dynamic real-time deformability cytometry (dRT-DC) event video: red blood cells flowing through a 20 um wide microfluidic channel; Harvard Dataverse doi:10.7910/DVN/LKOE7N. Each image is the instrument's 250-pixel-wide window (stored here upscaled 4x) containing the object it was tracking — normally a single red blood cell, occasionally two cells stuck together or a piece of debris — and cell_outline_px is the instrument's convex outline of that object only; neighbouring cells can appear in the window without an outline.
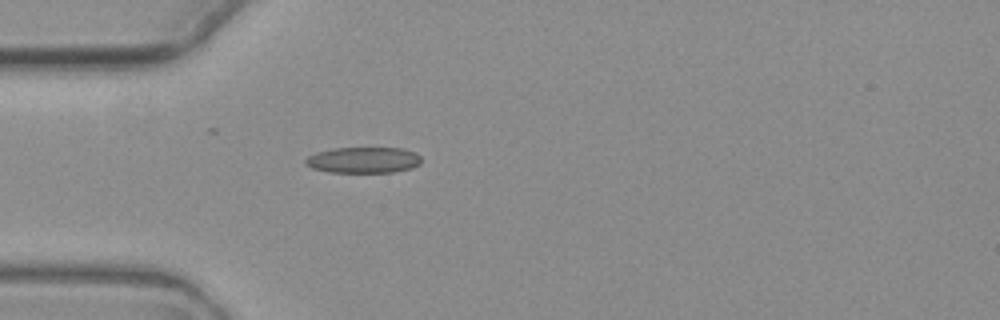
{"species": "common noctule bat (a hibernating species)", "species_latin": "Nyctalus noctula", "temperature_condition": "warm", "stored_images_in_passage": 6, "camera_frame_rate_fps": 3000, "um_per_image_px": 0.085, "animal": {"sex": "female", "body_mass_g": 19.3, "forearm_length_mm": 54.1}, "frame": {"image": 1, "passage_image": 6, "time_ms": 7.667, "image_size_px": [1000, 320], "cell_outline_px": [[420, 164], [412, 168], [392, 172], [328, 172], [312, 168], [304, 164], [304, 160], [308, 156], [316, 152], [332, 148], [404, 148], [416, 152], [420, 156]], "centroid_in_image_um": [30.88, 13.6], "position_along_channel_um": 54.1, "area_um2": 17.69}}